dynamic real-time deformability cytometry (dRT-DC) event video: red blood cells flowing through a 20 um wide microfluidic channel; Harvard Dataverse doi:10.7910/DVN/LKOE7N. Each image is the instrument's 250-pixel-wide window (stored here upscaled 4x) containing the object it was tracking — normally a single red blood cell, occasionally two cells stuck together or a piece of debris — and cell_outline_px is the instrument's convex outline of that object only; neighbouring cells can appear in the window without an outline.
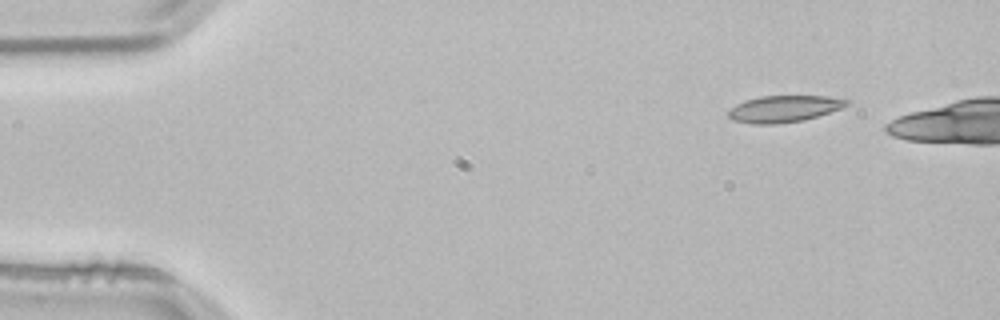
{"species": "common noctule bat (a hibernating species)", "species_latin": "Nyctalus noctula", "temperature_condition": "room temperature", "stored_images_in_passage": 41, "camera_frame_rate_fps": 3000, "um_per_image_px": 0.085, "animal": {"sex": "male", "body_mass_g": 21.5, "forearm_length_mm": 52.0}, "frame": {"image": 1, "passage_image": 1, "time_ms": 0.0, "image_size_px": [1000, 320], "cell_outline_px": [[848, 104], [840, 108], [804, 120], [776, 124], [752, 124], [732, 120], [728, 116], [728, 112], [736, 104], [744, 100], [760, 96], [828, 96], [848, 100]], "centroid_in_image_um": [66.58, 9.25], "position_along_channel_um": 18.4, "area_um2": 18.21}}
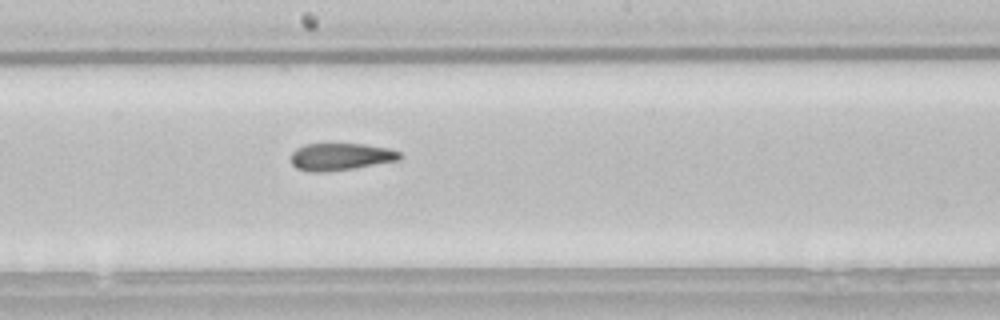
{"frame": {"image": 2, "passage_image": 24, "time_ms": 7.667, "image_size_px": [1000, 320], "cell_outline_px": [[404, 156], [400, 160], [352, 168], [320, 172], [312, 172], [296, 168], [292, 164], [292, 152], [296, 148], [304, 144], [364, 144], [392, 148], [400, 152]], "centroid_in_image_um": [29.0, 13.3], "position_along_channel_um": 219.2, "area_um2": 17.28}}
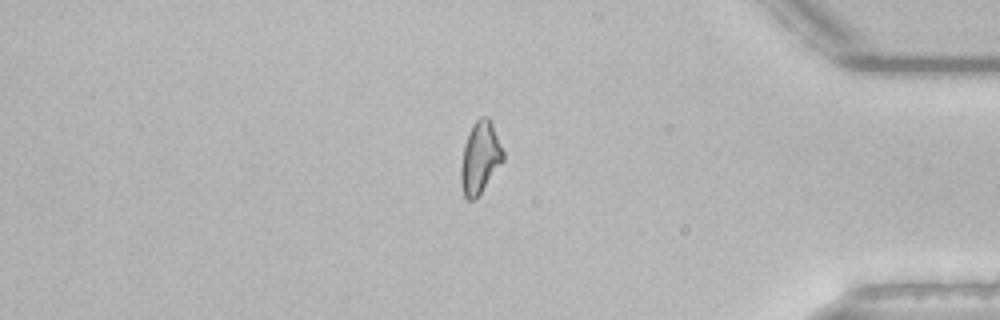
{"frame": {"image": 3, "passage_image": 40, "time_ms": 13.0, "image_size_px": [1000, 320], "cell_outline_px": [[504, 160], [476, 200], [468, 200], [464, 196], [460, 180], [460, 168], [464, 144], [468, 132], [472, 124], [480, 116], [488, 116], [492, 124], [504, 152]], "centroid_in_image_um": [40.79, 13.41], "position_along_channel_um": 394.4, "area_um2": 17.86}}